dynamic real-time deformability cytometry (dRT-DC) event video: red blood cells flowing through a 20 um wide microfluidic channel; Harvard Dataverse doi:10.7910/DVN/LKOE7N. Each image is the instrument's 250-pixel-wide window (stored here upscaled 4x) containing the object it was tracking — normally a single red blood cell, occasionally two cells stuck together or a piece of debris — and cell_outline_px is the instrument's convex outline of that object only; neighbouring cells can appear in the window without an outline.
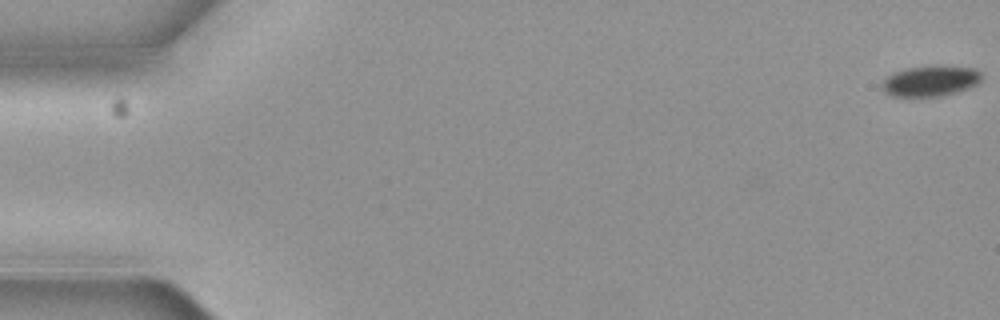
{"species": "common noctule bat (a hibernating species)", "species_latin": "Nyctalus noctula", "temperature_condition": "cold", "stored_images_in_passage": 7, "camera_frame_rate_fps": 3000, "um_per_image_px": 0.085, "animal": {"sex": "female", "body_mass_g": 19.3, "forearm_length_mm": 54.1}, "frame": {"image": 1, "passage_image": 1, "time_ms": 0.0, "image_size_px": [1000, 320], "cell_outline_px": [[984, 76], [976, 84], [960, 92], [940, 96], [892, 96], [884, 92], [880, 88], [880, 84], [888, 76], [904, 68], [972, 68], [980, 72]], "centroid_in_image_um": [79.05, 6.93], "position_along_channel_um": 5.9, "area_um2": 17.17}}
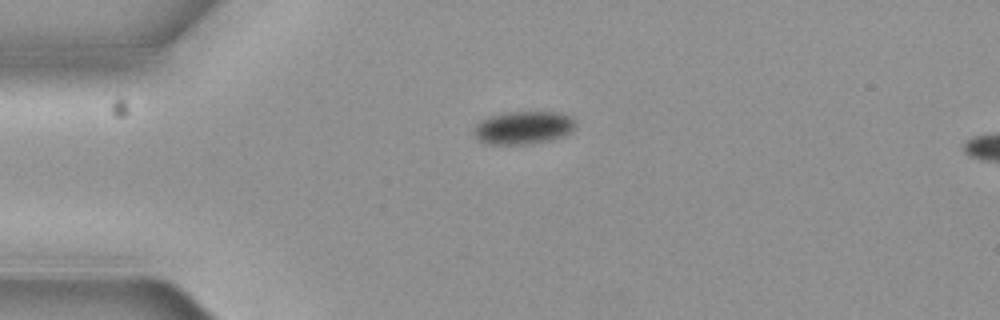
{"frame": {"image": 2, "passage_image": 5, "time_ms": 1.333, "image_size_px": [1000, 320], "cell_outline_px": [[576, 124], [572, 132], [552, 140], [524, 144], [488, 144], [480, 140], [472, 132], [472, 128], [480, 120], [488, 116], [504, 112], [556, 112], [572, 116]], "centroid_in_image_um": [44.47, 10.84], "position_along_channel_um": 40.5, "area_um2": 19.71}}
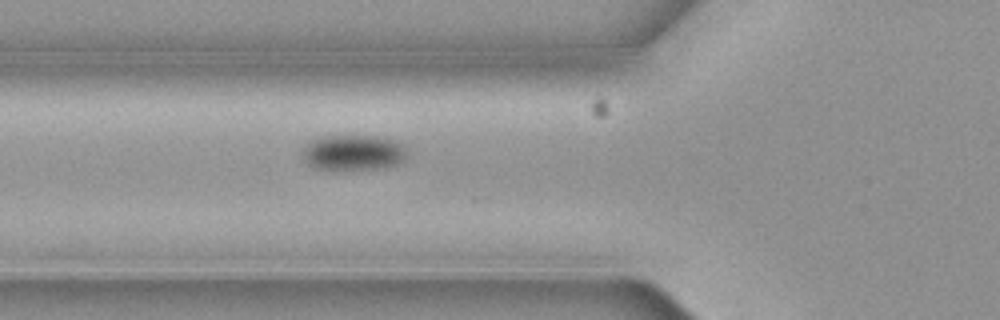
{"frame": {"image": 3, "passage_image": 7, "time_ms": 2.0, "image_size_px": [1000, 320], "cell_outline_px": [[408, 156], [400, 164], [384, 168], [332, 172], [312, 168], [304, 160], [300, 152], [308, 140], [320, 136], [376, 136], [396, 140], [404, 144], [408, 152]], "centroid_in_image_um": [30.0, 13.01], "position_along_channel_um": 95.8, "area_um2": 23.0}}